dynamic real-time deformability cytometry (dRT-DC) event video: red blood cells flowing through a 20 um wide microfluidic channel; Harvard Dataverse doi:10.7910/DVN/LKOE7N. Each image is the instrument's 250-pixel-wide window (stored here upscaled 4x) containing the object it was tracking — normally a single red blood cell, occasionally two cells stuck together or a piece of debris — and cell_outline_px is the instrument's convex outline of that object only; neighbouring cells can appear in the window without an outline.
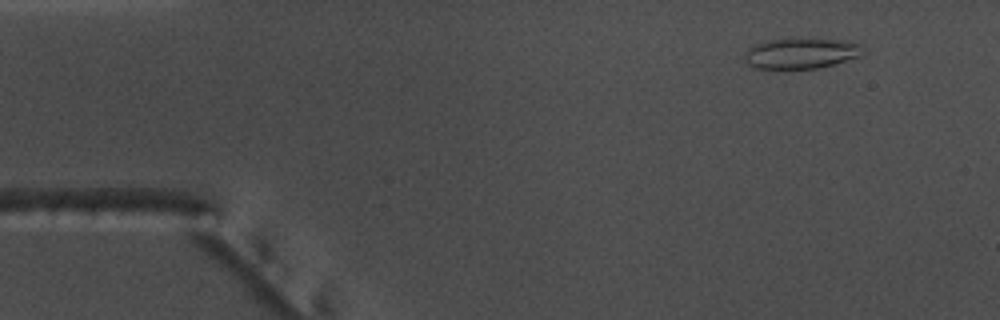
{"species": "common noctule bat (a hibernating species)", "species_latin": "Nyctalus noctula", "temperature_condition": "warm", "stored_images_in_passage": 53, "camera_frame_rate_fps": 3000, "um_per_image_px": 0.085, "animal": {"sex": "male", "body_mass_g": 17.5, "forearm_length_mm": 52.3}, "frame": {"image": 1, "passage_image": 4, "time_ms": 1.0, "image_size_px": [1000, 320], "cell_outline_px": [[868, 48], [856, 56], [820, 68], [752, 68], [744, 60], [744, 52], [752, 44], [768, 40], [792, 36], [816, 36], [848, 40], [864, 44]], "centroid_in_image_um": [68.1, 4.45], "position_along_channel_um": 16.9, "area_um2": 22.31}}
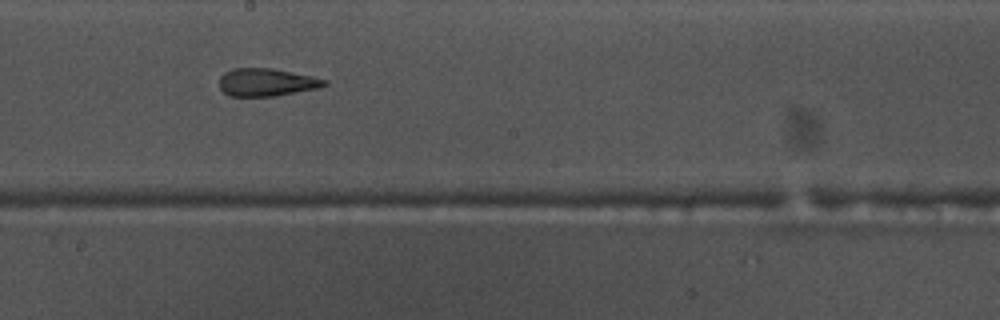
{"frame": {"image": 2, "passage_image": 28, "time_ms": 9.0, "image_size_px": [1000, 320], "cell_outline_px": [[328, 84], [320, 88], [276, 96], [232, 96], [224, 92], [220, 88], [220, 76], [224, 72], [232, 68], [272, 68], [312, 76], [328, 80]], "centroid_in_image_um": [22.68, 6.99], "position_along_channel_um": 225.5, "area_um2": 17.11}}
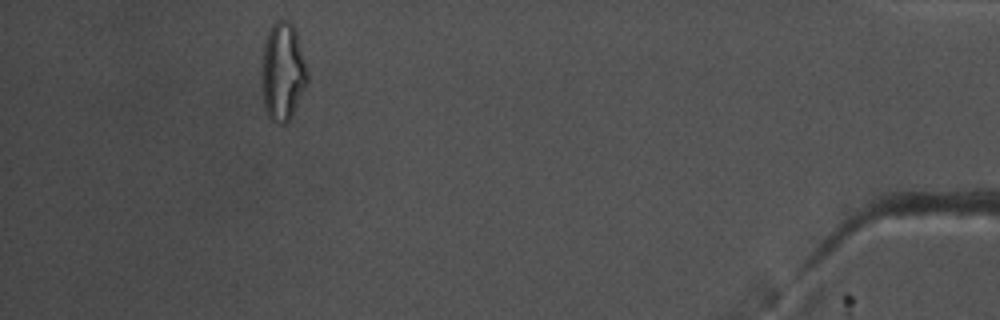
{"frame": {"image": 3, "passage_image": 48, "time_ms": 15.667, "image_size_px": [1000, 320], "cell_outline_px": [[308, 80], [288, 120], [284, 124], [280, 124], [272, 120], [268, 116], [264, 108], [260, 80], [260, 72], [264, 44], [268, 28], [276, 20], [288, 20], [296, 28], [308, 72]], "centroid_in_image_um": [23.99, 6.04], "position_along_channel_um": 411.2, "area_um2": 26.41}, "authors_computed_cell_mechanics": {"area_um2": 19.7098, "velocity_mm_per_s": 3.7616, "shape_relaxation_time_tau1_ms": null, "shape_relaxation_time_tau2_ms": 1.5024, "deformation_change_tau1": null, "deformation_change_tau2": 0.0947}}